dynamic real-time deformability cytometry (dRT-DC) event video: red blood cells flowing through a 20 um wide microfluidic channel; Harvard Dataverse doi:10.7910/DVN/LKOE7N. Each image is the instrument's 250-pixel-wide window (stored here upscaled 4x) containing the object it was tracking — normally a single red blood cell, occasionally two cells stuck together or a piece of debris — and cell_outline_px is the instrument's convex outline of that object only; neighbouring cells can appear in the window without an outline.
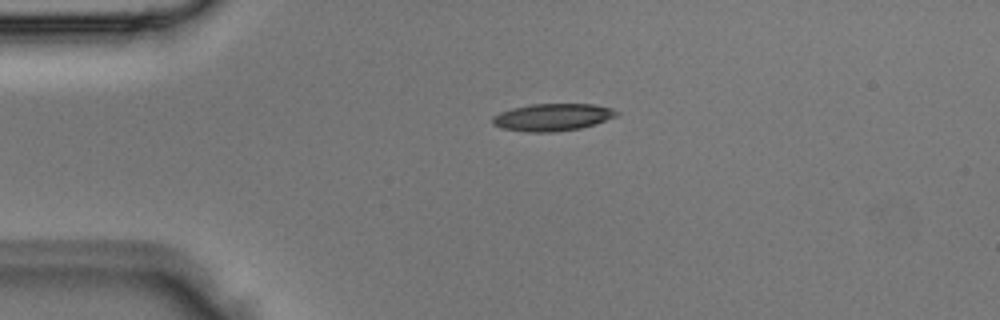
{"species": "Egyptian fruit bat (a non-hibernating species)", "species_latin": "Rousettus aegyptiacus", "temperature_condition": "room temperature", "stored_images_in_passage": 2, "camera_frame_rate_fps": 3000, "um_per_image_px": 0.085, "animal": {"sex": "male"}, "frame": {"image": 1, "passage_image": 1, "time_ms": 0.0, "image_size_px": [1000, 320], "cell_outline_px": [[620, 112], [616, 116], [596, 124], [580, 128], [552, 132], [528, 132], [504, 128], [492, 124], [492, 116], [500, 112], [512, 108], [532, 104], [592, 104], [612, 108]], "centroid_in_image_um": [46.97, 9.96], "position_along_channel_um": 38.0, "area_um2": 19.65}}
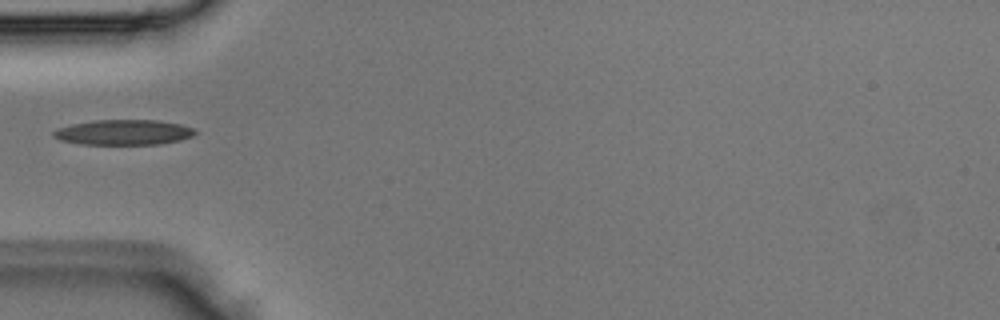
{"frame": {"image": 2, "passage_image": 2, "time_ms": 0.333, "image_size_px": [1000, 320], "cell_outline_px": [[196, 132], [192, 136], [180, 140], [160, 144], [80, 144], [60, 140], [52, 136], [52, 132], [56, 128], [72, 124], [96, 120], [156, 120], [180, 124], [192, 128]], "centroid_in_image_um": [10.46, 11.25], "position_along_channel_um": 74.5, "area_um2": 20.75}}